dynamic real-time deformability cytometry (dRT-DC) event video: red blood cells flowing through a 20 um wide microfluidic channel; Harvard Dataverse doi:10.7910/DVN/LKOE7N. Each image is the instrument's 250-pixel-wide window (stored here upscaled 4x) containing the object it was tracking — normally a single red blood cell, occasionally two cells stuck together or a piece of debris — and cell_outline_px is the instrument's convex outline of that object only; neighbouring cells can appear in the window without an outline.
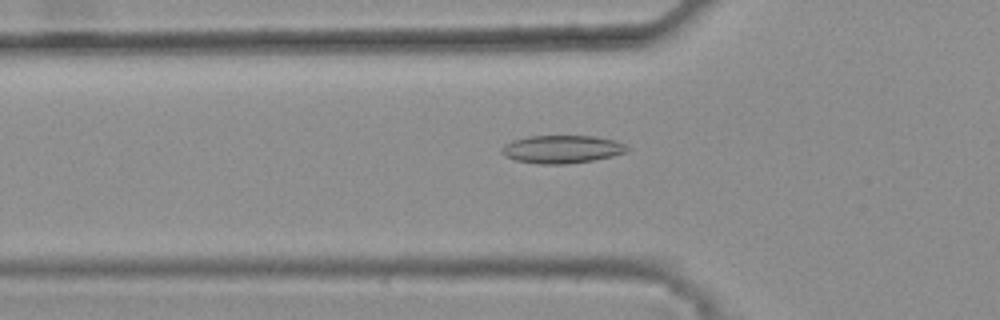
{"species": "common noctule bat (a hibernating species)", "species_latin": "Nyctalus noctula", "temperature_condition": "warm", "stored_images_in_passage": 47, "camera_frame_rate_fps": 3000, "um_per_image_px": 0.085, "animal": {"sex": "female", "body_mass_g": 25.1}, "frame": {"image": 1, "passage_image": 18, "time_ms": 5.667, "image_size_px": [1000, 320], "cell_outline_px": [[628, 152], [612, 156], [592, 160], [564, 164], [536, 164], [516, 160], [504, 156], [500, 152], [500, 148], [504, 144], [512, 140], [528, 136], [596, 136], [616, 140], [624, 144], [628, 148]], "centroid_in_image_um": [47.73, 12.68], "position_along_channel_um": 78.1, "area_um2": 20.58}}
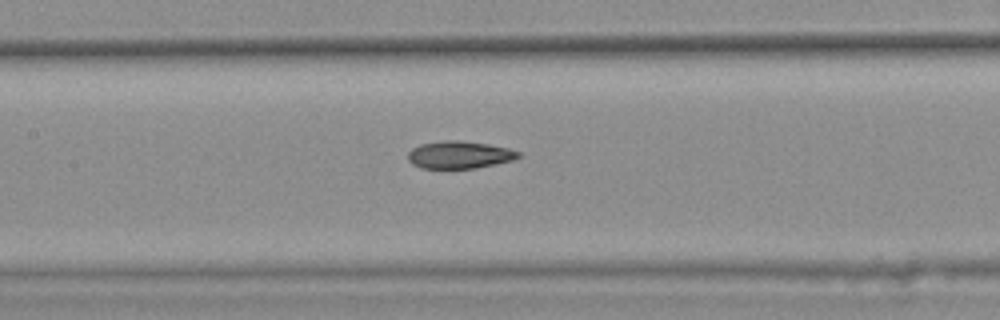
{"frame": {"image": 2, "passage_image": 25, "time_ms": 8.0, "image_size_px": [1000, 320], "cell_outline_px": [[520, 156], [512, 160], [496, 164], [476, 168], [420, 168], [412, 164], [408, 160], [408, 152], [412, 148], [420, 144], [448, 140], [460, 140], [488, 144], [508, 148], [520, 152]], "centroid_in_image_um": [39.03, 13.16], "position_along_channel_um": 168.4, "area_um2": 17.63}}
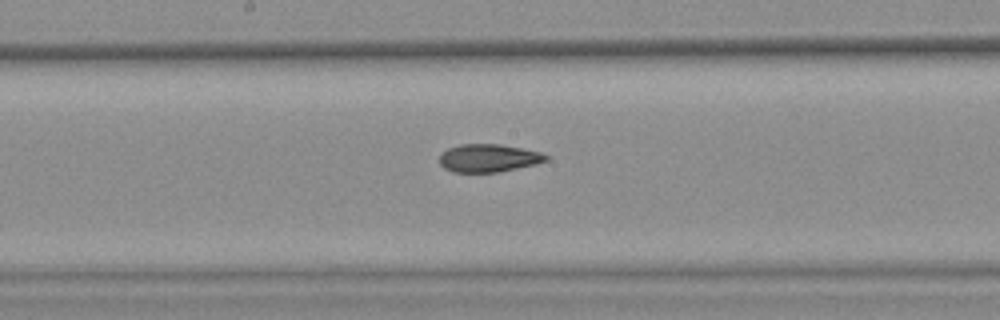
{"frame": {"image": 3, "passage_image": 28, "time_ms": 9.0, "image_size_px": [1000, 320], "cell_outline_px": [[548, 160], [536, 164], [500, 172], [452, 172], [444, 168], [440, 164], [440, 152], [448, 148], [460, 144], [500, 144], [540, 152], [548, 156]], "centroid_in_image_um": [41.5, 13.44], "position_along_channel_um": 206.7, "area_um2": 17.4}, "authors_computed_cell_mechanics": {"area_um2": 18.2648, "velocity_mm_per_s": 3.8456, "shape_relaxation_time_tau1_ms": null, "shape_relaxation_time_tau2_ms": 4.0849, "deformation_change_tau1": null, "deformation_change_tau2": 0.1027}}